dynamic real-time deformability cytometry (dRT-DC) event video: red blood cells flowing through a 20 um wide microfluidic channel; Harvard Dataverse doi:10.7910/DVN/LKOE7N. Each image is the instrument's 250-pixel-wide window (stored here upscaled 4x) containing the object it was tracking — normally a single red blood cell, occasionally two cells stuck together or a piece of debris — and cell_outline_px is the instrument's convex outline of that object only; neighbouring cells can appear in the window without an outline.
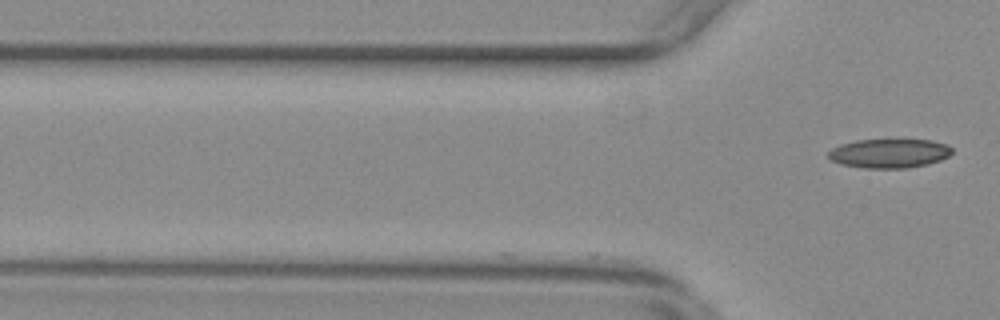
{"species": "common noctule bat (a hibernating species)", "species_latin": "Nyctalus noctula", "temperature_condition": "warm", "stored_images_in_passage": 3, "camera_frame_rate_fps": 3000, "um_per_image_px": 0.085, "animal": {"sex": "female", "body_mass_g": 29.2, "forearm_length_mm": 56.3}, "frame": {"image": 1, "passage_image": 3, "time_ms": 0.667, "image_size_px": [1000, 320], "cell_outline_px": [[952, 152], [948, 156], [940, 160], [928, 164], [904, 168], [864, 168], [840, 164], [832, 160], [828, 156], [828, 152], [832, 148], [840, 144], [856, 140], [932, 140], [944, 144], [952, 148]], "centroid_in_image_um": [75.57, 13.03], "position_along_channel_um": 50.2, "area_um2": 20.87}}